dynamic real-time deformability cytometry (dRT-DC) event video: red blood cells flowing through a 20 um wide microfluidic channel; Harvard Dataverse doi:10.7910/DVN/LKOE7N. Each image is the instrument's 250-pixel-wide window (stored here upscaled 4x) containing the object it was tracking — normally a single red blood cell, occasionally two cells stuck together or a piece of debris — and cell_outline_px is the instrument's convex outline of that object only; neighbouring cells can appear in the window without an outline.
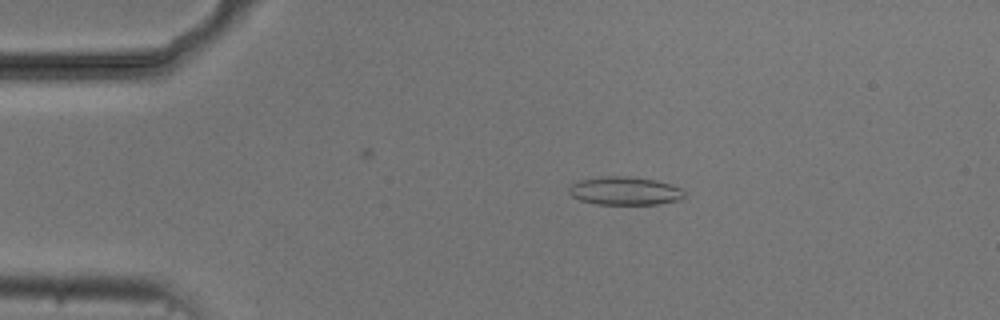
{"species": "common noctule bat (a hibernating species)", "species_latin": "Nyctalus noctula", "temperature_condition": "cold", "stored_images_in_passage": 11, "camera_frame_rate_fps": 3000, "um_per_image_px": 0.085, "animal": {"sex": "male", "body_mass_g": 20.5, "forearm_length_mm": 52.5}, "frame": {"image": 1, "passage_image": 7, "time_ms": 2.0, "image_size_px": [1000, 320], "cell_outline_px": [[684, 196], [680, 200], [656, 204], [596, 204], [580, 200], [572, 196], [568, 192], [568, 188], [572, 184], [580, 180], [600, 176], [624, 176], [656, 180], [680, 188], [684, 192]], "centroid_in_image_um": [53.07, 16.22], "position_along_channel_um": 31.9, "area_um2": 18.9}}